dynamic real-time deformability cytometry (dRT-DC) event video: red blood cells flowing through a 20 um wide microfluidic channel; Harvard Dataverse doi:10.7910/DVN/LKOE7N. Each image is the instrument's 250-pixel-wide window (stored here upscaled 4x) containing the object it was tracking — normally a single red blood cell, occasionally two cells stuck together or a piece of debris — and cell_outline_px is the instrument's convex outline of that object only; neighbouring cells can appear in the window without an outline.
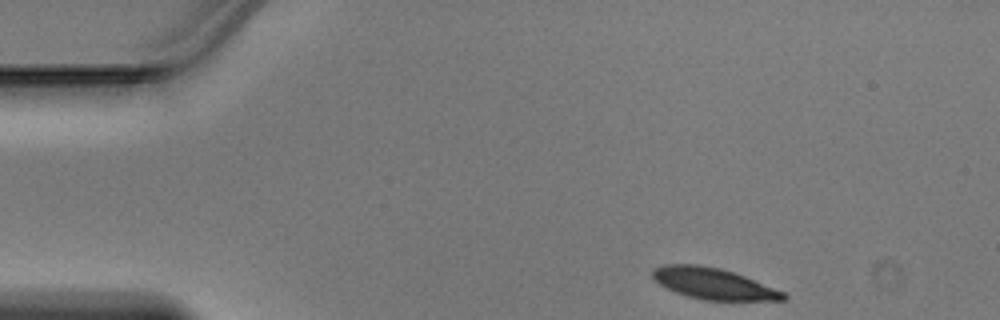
{"species": "Egyptian fruit bat (a non-hibernating species)", "species_latin": "Rousettus aegyptiacus", "temperature_condition": "warm", "stored_images_in_passage": 41, "camera_frame_rate_fps": 3000, "um_per_image_px": 0.085, "animal": {"sex": "male"}, "frame": {"image": 1, "passage_image": 1, "time_ms": 0.0, "image_size_px": [1000, 320], "cell_outline_px": [[788, 296], [784, 300], [704, 300], [688, 296], [676, 292], [660, 284], [652, 276], [652, 268], [664, 264], [696, 264], [720, 268], [744, 276], [784, 292]], "centroid_in_image_um": [60.61, 24.1], "position_along_channel_um": 24.4, "area_um2": 23.47}}
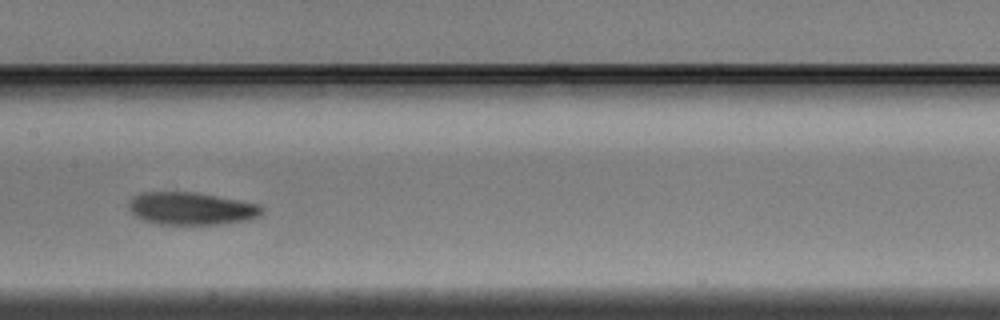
{"frame": {"image": 2, "passage_image": 18, "time_ms": 5.667, "image_size_px": [1000, 320], "cell_outline_px": [[264, 212], [260, 216], [248, 220], [220, 224], [160, 224], [144, 220], [136, 216], [128, 208], [128, 204], [132, 196], [140, 192], [196, 192], [260, 204], [264, 208]], "centroid_in_image_um": [16.28, 17.72], "position_along_channel_um": 191.1, "area_um2": 25.43}}
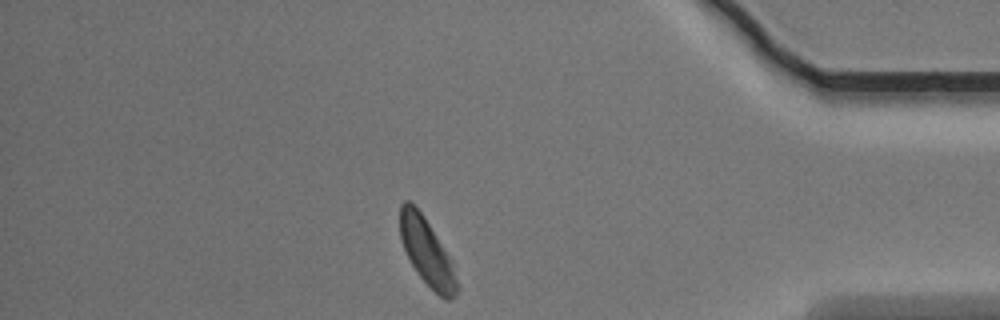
{"frame": {"image": 3, "passage_image": 35, "time_ms": 11.333, "image_size_px": [1000, 320], "cell_outline_px": [[460, 288], [456, 296], [448, 300], [444, 300], [416, 272], [400, 240], [400, 204], [404, 200], [408, 200], [420, 212], [452, 260]], "centroid_in_image_um": [36.31, 21.47], "position_along_channel_um": 398.9, "area_um2": 21.91}}